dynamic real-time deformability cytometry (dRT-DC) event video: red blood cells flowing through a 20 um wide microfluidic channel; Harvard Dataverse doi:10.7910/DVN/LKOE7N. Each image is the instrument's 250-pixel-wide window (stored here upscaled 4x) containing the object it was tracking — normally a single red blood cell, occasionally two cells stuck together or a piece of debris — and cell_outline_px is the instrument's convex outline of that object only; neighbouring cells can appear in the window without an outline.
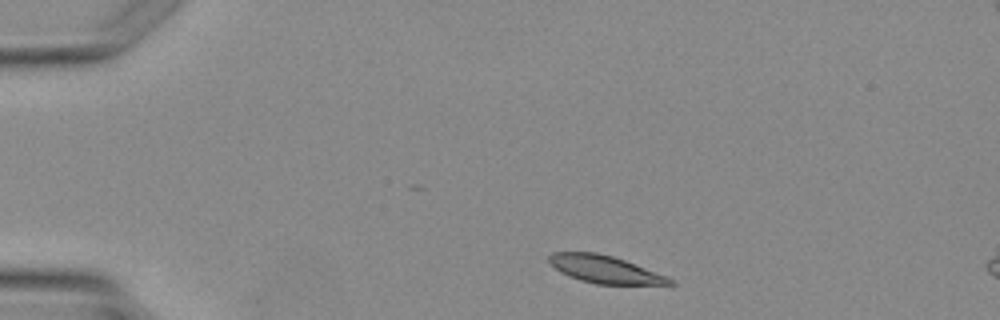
{"species": "Egyptian fruit bat (a non-hibernating species)", "species_latin": "Rousettus aegyptiacus", "temperature_condition": "warm", "stored_images_in_passage": 3, "segment_of_instrument_passage": [2, 2], "camera_frame_rate_fps": 3000, "um_per_image_px": 0.085, "animal": {"sex": "female"}, "frame": {"image": 1, "passage_image": 3, "time_ms": 2.333, "image_size_px": [1000, 320], "cell_outline_px": [[676, 284], [596, 284], [580, 280], [560, 272], [548, 260], [548, 256], [552, 252], [596, 252], [612, 256], [624, 260], [668, 276]], "centroid_in_image_um": [51.4, 22.89], "position_along_channel_um": 33.6, "area_um2": 19.13}}